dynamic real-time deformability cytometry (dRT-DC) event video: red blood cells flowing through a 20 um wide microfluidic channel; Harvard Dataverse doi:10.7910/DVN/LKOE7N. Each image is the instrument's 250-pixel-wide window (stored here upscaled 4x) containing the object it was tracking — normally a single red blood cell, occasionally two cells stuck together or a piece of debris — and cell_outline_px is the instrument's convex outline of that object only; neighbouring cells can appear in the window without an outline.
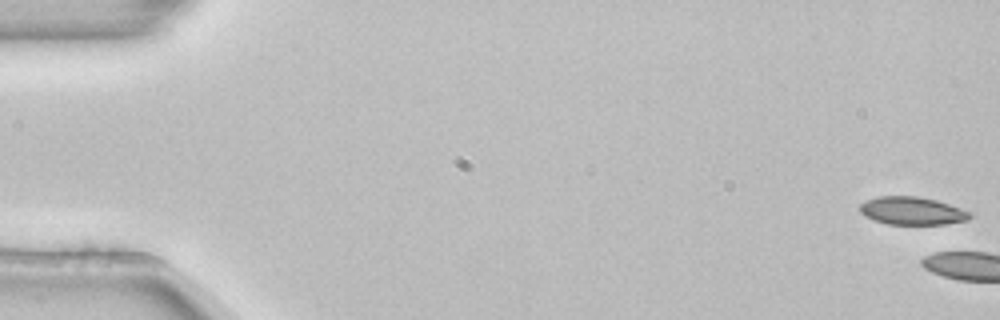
{"species": "common noctule bat (a hibernating species)", "species_latin": "Nyctalus noctula", "temperature_condition": "room temperature", "stored_images_in_passage": 4, "camera_frame_rate_fps": 3000, "um_per_image_px": 0.085, "animal": {"sex": "female", "body_mass_g": 22.7, "forearm_length_mm": 54.2}, "frame": {"image": 1, "passage_image": 1, "time_ms": 0.0, "image_size_px": [1000, 320], "cell_outline_px": [[972, 216], [968, 220], [944, 224], [888, 224], [864, 216], [860, 212], [860, 204], [876, 196], [916, 196], [936, 200], [972, 212]], "centroid_in_image_um": [77.54, 17.92], "position_along_channel_um": 7.5, "area_um2": 17.8}}